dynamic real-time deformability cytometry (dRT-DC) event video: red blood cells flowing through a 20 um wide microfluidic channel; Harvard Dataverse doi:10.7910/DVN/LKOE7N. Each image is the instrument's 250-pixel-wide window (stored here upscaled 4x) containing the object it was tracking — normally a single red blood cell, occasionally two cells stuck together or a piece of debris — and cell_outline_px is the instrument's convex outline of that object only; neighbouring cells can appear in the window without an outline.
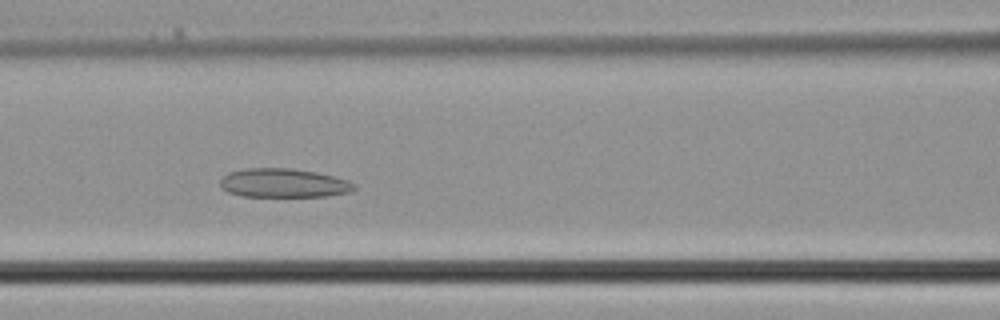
{"species": "common noctule bat (a hibernating species)", "species_latin": "Nyctalus noctula", "temperature_condition": "cold", "stored_images_in_passage": 37, "camera_frame_rate_fps": 3000, "um_per_image_px": 0.085, "animal": {"sex": "male", "body_mass_g": 21.5, "forearm_length_mm": 52.0}, "frame": {"image": 1, "passage_image": 15, "time_ms": 4.667, "image_size_px": [1000, 320], "cell_outline_px": [[356, 188], [352, 192], [328, 196], [240, 196], [228, 192], [220, 188], [220, 180], [228, 172], [244, 168], [292, 168], [316, 172], [348, 180], [356, 184]], "centroid_in_image_um": [24.1, 15.56], "position_along_channel_um": 142.5, "area_um2": 22.77}}
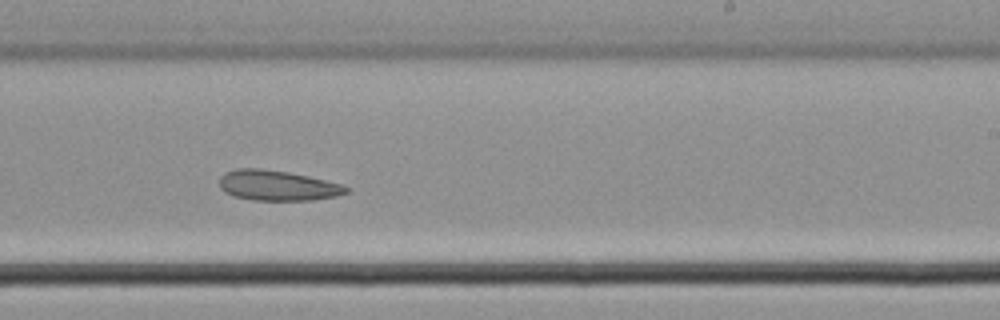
{"frame": {"image": 2, "passage_image": 22, "time_ms": 7.0, "image_size_px": [1000, 320], "cell_outline_px": [[348, 192], [336, 196], [312, 200], [252, 200], [232, 196], [224, 192], [220, 188], [220, 176], [224, 172], [236, 168], [260, 168], [288, 172], [308, 176], [344, 184], [348, 188]], "centroid_in_image_um": [23.55, 15.76], "position_along_channel_um": 265.4, "area_um2": 22.54}}
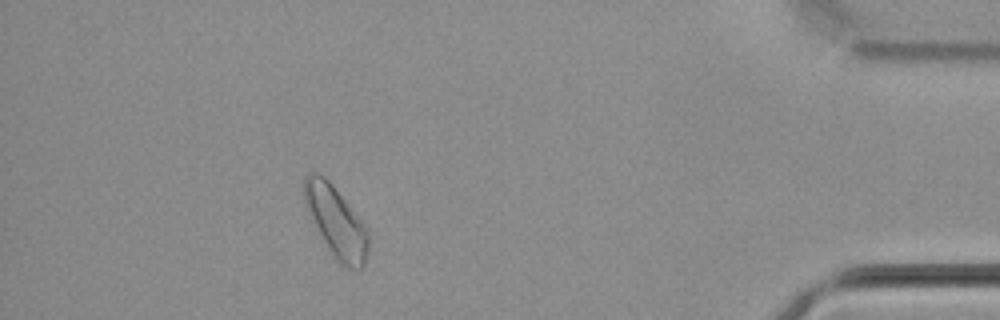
{"frame": {"image": 3, "passage_image": 33, "time_ms": 10.667, "image_size_px": [1000, 320], "cell_outline_px": [[368, 252], [364, 264], [356, 272], [340, 264], [336, 260], [328, 248], [304, 208], [304, 176], [308, 172], [316, 172], [324, 176], [332, 184], [364, 224], [368, 232]], "centroid_in_image_um": [28.54, 18.85], "position_along_channel_um": 406.7, "area_um2": 26.53}}